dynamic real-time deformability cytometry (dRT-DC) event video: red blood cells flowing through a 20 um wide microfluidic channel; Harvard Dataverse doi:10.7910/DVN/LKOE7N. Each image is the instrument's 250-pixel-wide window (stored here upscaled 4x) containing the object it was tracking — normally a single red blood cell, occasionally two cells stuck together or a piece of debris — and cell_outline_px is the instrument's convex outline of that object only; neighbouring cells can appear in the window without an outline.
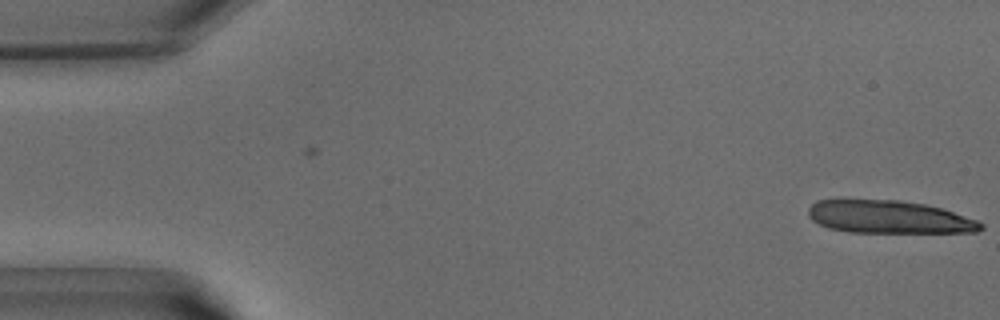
{"species": "common noctule bat (a hibernating species)", "species_latin": "Nyctalus noctula", "temperature_condition": "warm", "stored_images_in_passage": 2, "camera_frame_rate_fps": 3000, "um_per_image_px": 0.085, "animal": {"sex": "male", "body_mass_g": 15.6}, "frame": {"image": 1, "passage_image": 2, "time_ms": 0.333, "image_size_px": [1000, 320], "cell_outline_px": [[984, 228], [976, 232], [848, 232], [828, 228], [812, 220], [808, 216], [808, 208], [816, 200], [900, 200], [924, 204], [940, 208], [976, 220], [984, 224]], "centroid_in_image_um": [75.54, 18.45], "position_along_channel_um": 9.5, "area_um2": 32.77}}